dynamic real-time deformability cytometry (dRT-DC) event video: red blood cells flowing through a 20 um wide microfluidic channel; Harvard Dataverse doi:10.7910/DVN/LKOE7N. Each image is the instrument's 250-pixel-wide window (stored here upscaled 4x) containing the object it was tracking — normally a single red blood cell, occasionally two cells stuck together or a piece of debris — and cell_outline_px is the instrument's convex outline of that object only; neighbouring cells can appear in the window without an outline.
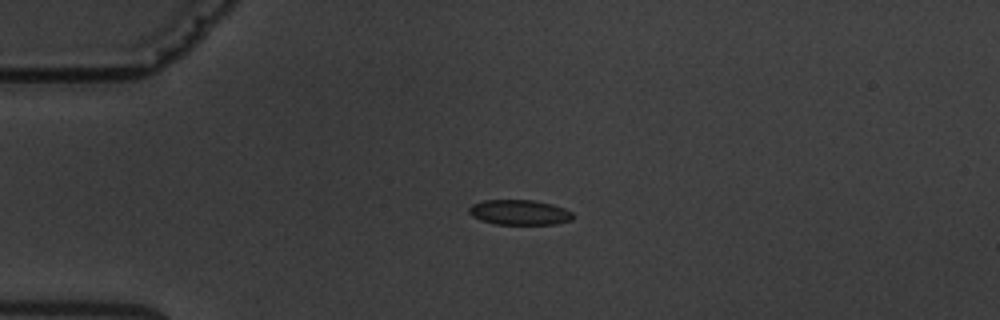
{"species": "common noctule bat (a hibernating species)", "species_latin": "Nyctalus noctula", "temperature_condition": "warm", "stored_images_in_passage": 2, "camera_frame_rate_fps": 3000, "um_per_image_px": 0.085, "animal": {"sex": "male", "body_mass_g": 19.5, "forearm_length_mm": 54.6}, "frame": {"image": 1, "passage_image": 1, "time_ms": 0.0, "image_size_px": [1000, 320], "cell_outline_px": [[572, 220], [556, 224], [496, 224], [480, 220], [472, 216], [468, 212], [468, 208], [472, 204], [484, 200], [532, 200], [552, 204], [564, 208], [572, 212]], "centroid_in_image_um": [44.13, 18.05], "position_along_channel_um": 40.9, "area_um2": 15.2}}